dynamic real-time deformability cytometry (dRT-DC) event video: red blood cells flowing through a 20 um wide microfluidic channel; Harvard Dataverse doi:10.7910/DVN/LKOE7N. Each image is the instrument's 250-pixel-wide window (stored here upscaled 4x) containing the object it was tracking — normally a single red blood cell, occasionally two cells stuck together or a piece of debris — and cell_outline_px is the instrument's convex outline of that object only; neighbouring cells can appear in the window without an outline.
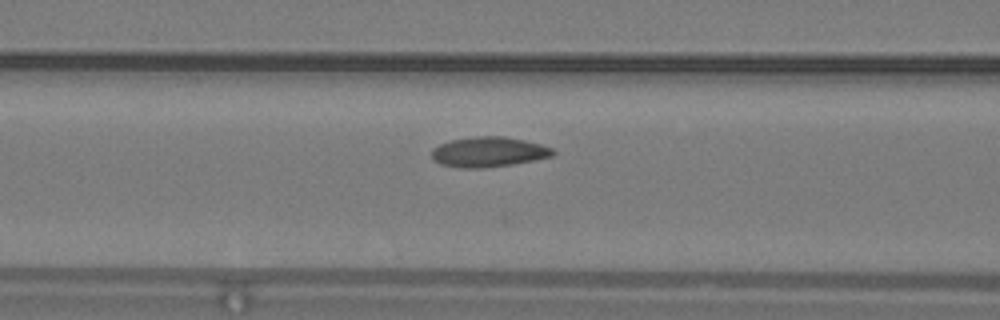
{"species": "common noctule bat (a hibernating species)", "species_latin": "Nyctalus noctula", "temperature_condition": "warm", "stored_images_in_passage": 16, "camera_frame_rate_fps": 3000, "um_per_image_px": 0.085, "animal": {"sex": "male", "body_mass_g": 19.2, "forearm_length_mm": 51.8}, "frame": {"image": 1, "passage_image": 14, "time_ms": 4.333, "image_size_px": [1000, 320], "cell_outline_px": [[556, 152], [552, 156], [512, 164], [480, 168], [460, 168], [440, 164], [432, 160], [432, 148], [448, 140], [476, 136], [504, 136], [524, 140], [540, 144], [552, 148]], "centroid_in_image_um": [41.48, 12.91], "position_along_channel_um": 125.1, "area_um2": 21.27}}